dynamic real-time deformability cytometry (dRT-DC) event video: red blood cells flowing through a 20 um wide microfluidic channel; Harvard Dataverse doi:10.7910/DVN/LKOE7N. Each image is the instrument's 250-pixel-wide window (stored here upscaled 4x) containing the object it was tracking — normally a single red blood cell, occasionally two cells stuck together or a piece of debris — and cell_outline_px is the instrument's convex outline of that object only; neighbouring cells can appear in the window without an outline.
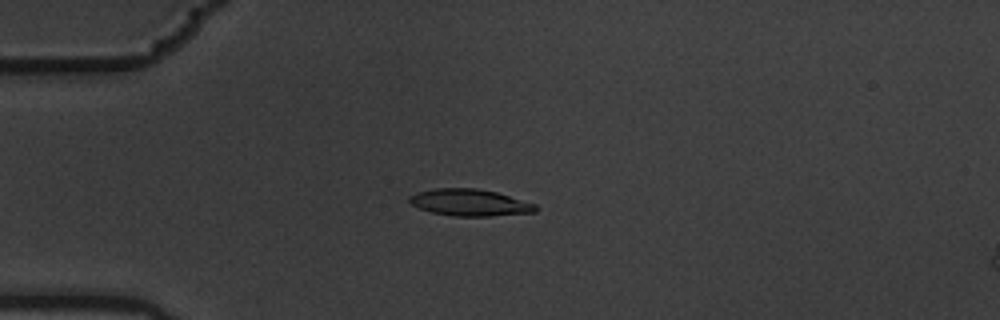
{"species": "common noctule bat (a hibernating species)", "species_latin": "Nyctalus noctula", "temperature_condition": "warm", "stored_images_in_passage": 6, "camera_frame_rate_fps": 3000, "um_per_image_px": 0.085, "animal": {"sex": "male", "body_mass_g": 19.5, "forearm_length_mm": 54.6}, "frame": {"image": 1, "passage_image": 3, "time_ms": 0.667, "image_size_px": [1000, 320], "cell_outline_px": [[540, 208], [536, 212], [488, 216], [452, 216], [432, 212], [420, 208], [412, 204], [408, 200], [408, 196], [416, 192], [432, 188], [476, 188], [496, 192], [536, 204]], "centroid_in_image_um": [39.93, 17.21], "position_along_channel_um": 45.1, "area_um2": 19.77}}
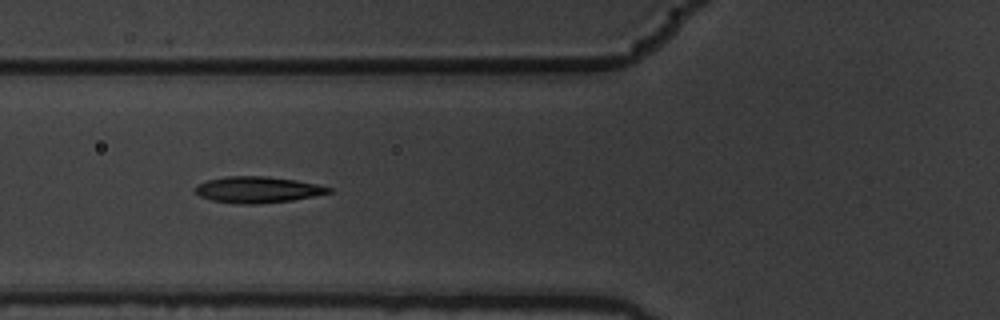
{"frame": {"image": 2, "passage_image": 5, "time_ms": 1.333, "image_size_px": [1000, 320], "cell_outline_px": [[332, 192], [292, 200], [260, 204], [236, 204], [212, 200], [200, 196], [192, 192], [192, 188], [196, 184], [208, 180], [228, 176], [268, 176], [296, 180], [316, 184], [332, 188]], "centroid_in_image_um": [21.83, 16.12], "position_along_channel_um": 104.0, "area_um2": 20.58}}
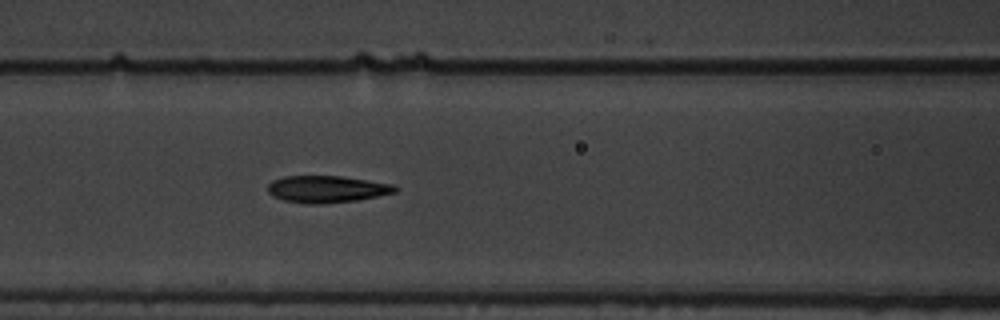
{"frame": {"image": 3, "passage_image": 6, "time_ms": 1.667, "image_size_px": [1000, 320], "cell_outline_px": [[400, 188], [396, 192], [356, 200], [320, 204], [304, 204], [284, 200], [272, 196], [268, 192], [268, 184], [272, 180], [284, 176], [340, 176], [396, 184]], "centroid_in_image_um": [27.79, 16.07], "position_along_channel_um": 138.8, "area_um2": 20.11}}